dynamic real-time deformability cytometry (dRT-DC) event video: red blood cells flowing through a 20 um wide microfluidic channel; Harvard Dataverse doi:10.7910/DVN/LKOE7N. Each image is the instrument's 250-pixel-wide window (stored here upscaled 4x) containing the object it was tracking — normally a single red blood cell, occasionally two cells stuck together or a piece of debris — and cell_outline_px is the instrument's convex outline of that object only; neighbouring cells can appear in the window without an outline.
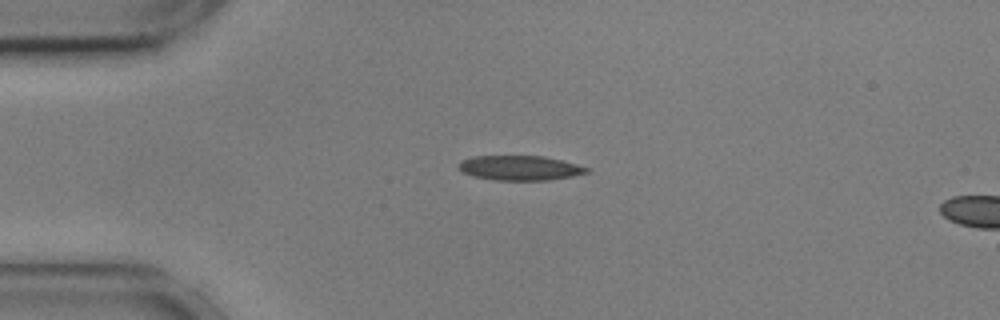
{"species": "common noctule bat (a hibernating species)", "species_latin": "Nyctalus noctula", "temperature_condition": "cold", "stored_images_in_passage": 4, "camera_frame_rate_fps": 3000, "um_per_image_px": 0.085, "animal": {"sex": "male", "body_mass_g": 17.9, "forearm_length_mm": 54.2}, "frame": {"image": 1, "passage_image": 1, "time_ms": 0.0, "image_size_px": [1000, 320], "cell_outline_px": [[592, 168], [588, 172], [572, 176], [548, 180], [496, 180], [472, 176], [464, 172], [456, 164], [460, 160], [472, 156], [544, 156]], "centroid_in_image_um": [44.17, 14.27], "position_along_channel_um": 40.8, "area_um2": 18.44}}